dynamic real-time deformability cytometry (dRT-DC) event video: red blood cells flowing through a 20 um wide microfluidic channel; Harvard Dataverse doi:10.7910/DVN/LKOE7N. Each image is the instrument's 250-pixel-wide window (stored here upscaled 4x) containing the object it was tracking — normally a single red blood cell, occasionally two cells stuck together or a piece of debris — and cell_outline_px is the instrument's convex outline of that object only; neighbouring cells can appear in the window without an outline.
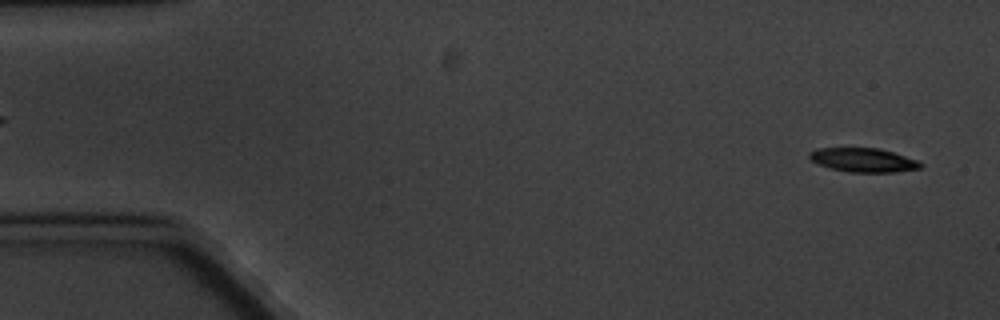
{"species": "common noctule bat (a hibernating species)", "species_latin": "Nyctalus noctula", "temperature_condition": "cold", "stored_images_in_passage": 5, "segment_of_instrument_passage": [2, 2], "camera_frame_rate_fps": 3000, "um_per_image_px": 0.085, "animal": {"sex": "male", "body_mass_g": 20.1, "forearm_length_mm": 53.5}, "frame": {"image": 1, "passage_image": 5, "time_ms": 5.667, "image_size_px": [1000, 320], "cell_outline_px": [[924, 164], [920, 168], [896, 172], [848, 172], [832, 168], [808, 160], [808, 152], [816, 148], [880, 148], [916, 160]], "centroid_in_image_um": [73.34, 13.6], "position_along_channel_um": 11.7, "area_um2": 15.49}}